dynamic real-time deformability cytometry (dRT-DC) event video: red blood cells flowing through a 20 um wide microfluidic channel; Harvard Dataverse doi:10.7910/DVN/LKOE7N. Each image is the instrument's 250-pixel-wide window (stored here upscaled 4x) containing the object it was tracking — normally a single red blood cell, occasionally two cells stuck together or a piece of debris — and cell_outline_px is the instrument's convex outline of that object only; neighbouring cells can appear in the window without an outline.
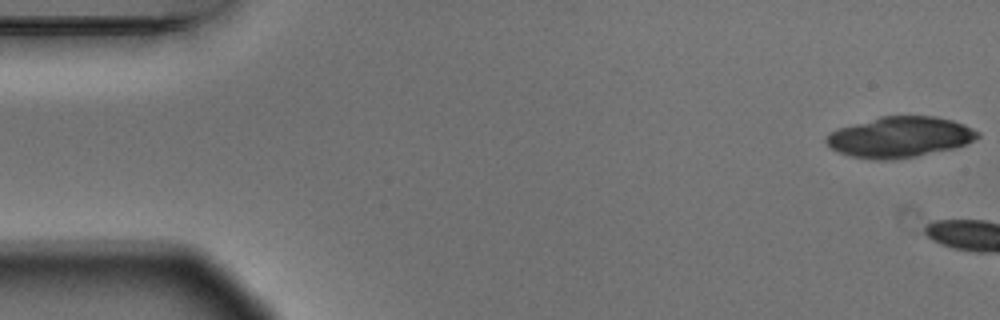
{"species": "Egyptian fruit bat (a non-hibernating species)", "species_latin": "Rousettus aegyptiacus", "temperature_condition": "warm", "stored_images_in_passage": 3, "camera_frame_rate_fps": 3000, "um_per_image_px": 0.085, "animal": {"sex": "male"}, "frame": {"image": 1, "passage_image": 1, "time_ms": 0.0, "image_size_px": [1000, 320], "cell_outline_px": [[980, 136], [976, 140], [952, 148], [916, 156], [892, 160], [880, 160], [852, 156], [840, 152], [832, 148], [824, 140], [824, 136], [828, 132], [836, 128], [880, 116], [936, 116], [952, 120], [964, 124], [980, 132]], "centroid_in_image_um": [76.46, 11.63], "position_along_channel_um": 8.5, "area_um2": 35.95}}